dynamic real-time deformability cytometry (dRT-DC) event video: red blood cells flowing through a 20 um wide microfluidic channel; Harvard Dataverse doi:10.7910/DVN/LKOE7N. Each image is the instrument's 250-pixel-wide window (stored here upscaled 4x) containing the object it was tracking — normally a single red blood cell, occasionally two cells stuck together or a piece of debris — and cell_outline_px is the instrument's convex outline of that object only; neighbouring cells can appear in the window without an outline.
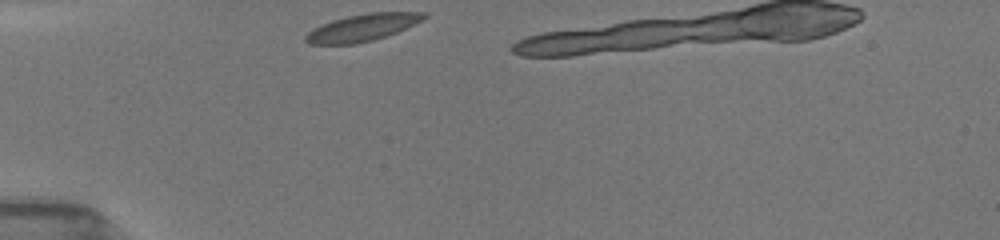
{"species": "common noctule bat (a hibernating species)", "species_latin": "Nyctalus noctula", "temperature_condition": "room temperature", "stored_images_in_passage": 9, "camera_frame_rate_fps": 3000, "um_per_image_px": 0.085, "animal": {"sex": "female", "body_mass_g": 19.5, "forearm_length_mm": 54.1}, "frame": {"image": 1, "passage_image": 1, "time_ms": 0.0, "image_size_px": [1000, 240], "cell_outline_px": [[428, 16], [424, 20], [396, 32], [372, 40], [356, 44], [308, 44], [304, 40], [304, 36], [312, 28], [332, 20], [348, 16], [368, 12], [428, 12]], "centroid_in_image_um": [30.8, 2.33], "position_along_channel_um": 54.2, "area_um2": 18.73}}
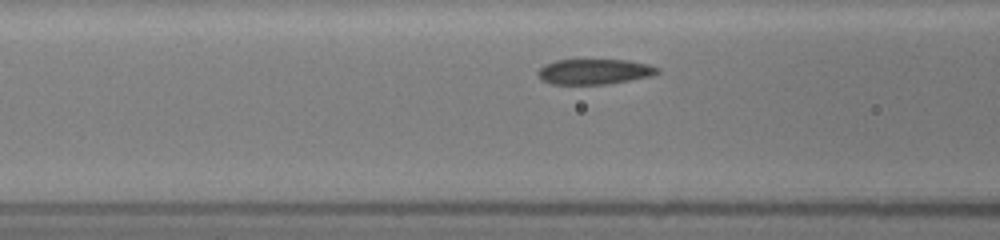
{"frame": {"image": 2, "passage_image": 7, "time_ms": 2.0, "image_size_px": [1000, 240], "cell_outline_px": [[660, 72], [652, 76], [608, 84], [552, 84], [540, 80], [536, 72], [544, 64], [556, 60], [628, 60], [648, 64], [660, 68]], "centroid_in_image_um": [50.51, 6.09], "position_along_channel_um": 116.1, "area_um2": 17.8}}